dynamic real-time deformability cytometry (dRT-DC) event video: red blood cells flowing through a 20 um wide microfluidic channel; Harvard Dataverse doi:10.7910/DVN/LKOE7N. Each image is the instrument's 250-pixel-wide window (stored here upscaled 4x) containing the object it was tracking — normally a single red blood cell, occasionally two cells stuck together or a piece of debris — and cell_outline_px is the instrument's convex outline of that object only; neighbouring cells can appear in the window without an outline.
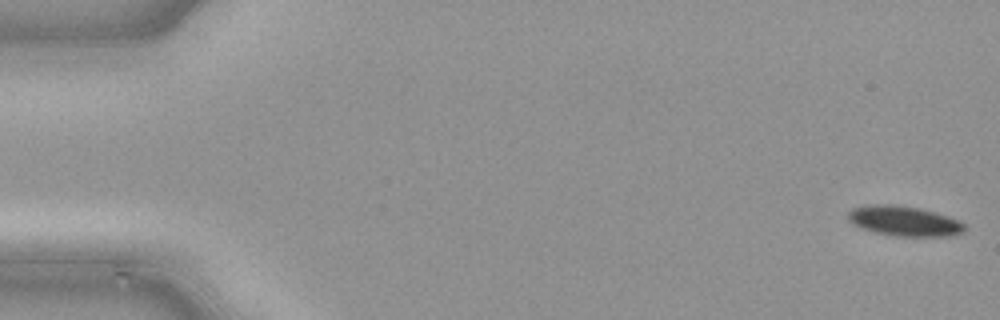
{"species": "common noctule bat (a hibernating species)", "species_latin": "Nyctalus noctula", "temperature_condition": "cold", "stored_images_in_passage": 44, "camera_frame_rate_fps": 3000, "um_per_image_px": 0.085, "animal": {"sex": "male", "body_mass_g": 21.5, "forearm_length_mm": 52.0}, "frame": {"image": 1, "passage_image": 1, "time_ms": 0.0, "image_size_px": [1000, 320], "cell_outline_px": [[964, 232], [952, 236], [896, 236], [876, 232], [860, 228], [852, 224], [848, 220], [848, 212], [852, 208], [880, 204], [888, 204], [916, 208], [948, 216], [964, 224]], "centroid_in_image_um": [76.83, 18.8], "position_along_channel_um": 8.2, "area_um2": 20.0}}
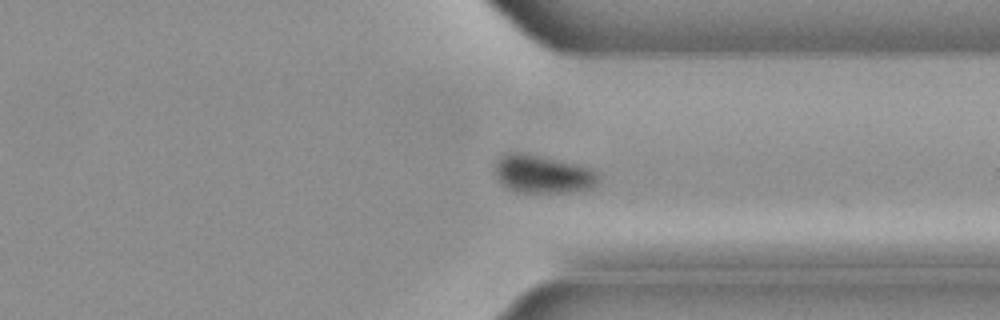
{"frame": {"image": 2, "passage_image": 37, "time_ms": 12.0, "image_size_px": [1000, 320], "cell_outline_px": [[600, 184], [592, 188], [580, 192], [512, 192], [500, 184], [492, 172], [496, 160], [500, 156], [508, 152], [520, 152], [576, 164], [592, 168], [600, 176]], "centroid_in_image_um": [46.11, 14.82], "position_along_channel_um": 365.3, "area_um2": 23.64}}
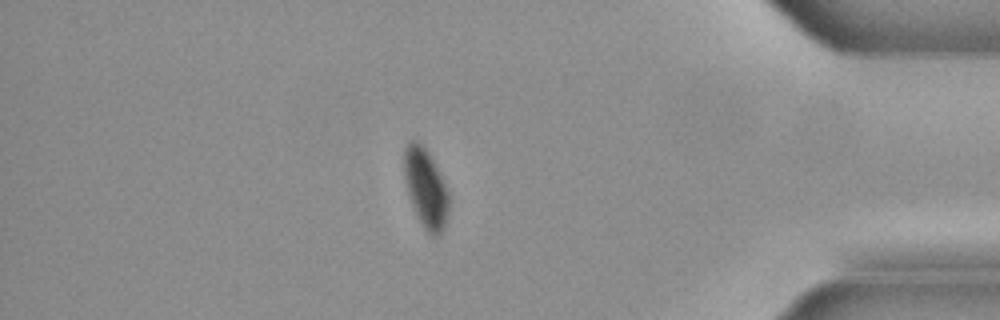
{"frame": {"image": 3, "passage_image": 42, "time_ms": 13.667, "image_size_px": [1000, 320], "cell_outline_px": [[448, 212], [444, 228], [440, 236], [432, 236], [424, 228], [408, 196], [404, 176], [404, 152], [408, 144], [412, 140], [416, 140], [424, 148], [432, 160], [448, 192]], "centroid_in_image_um": [36.17, 16.04], "position_along_channel_um": 399.0, "area_um2": 20.0}}